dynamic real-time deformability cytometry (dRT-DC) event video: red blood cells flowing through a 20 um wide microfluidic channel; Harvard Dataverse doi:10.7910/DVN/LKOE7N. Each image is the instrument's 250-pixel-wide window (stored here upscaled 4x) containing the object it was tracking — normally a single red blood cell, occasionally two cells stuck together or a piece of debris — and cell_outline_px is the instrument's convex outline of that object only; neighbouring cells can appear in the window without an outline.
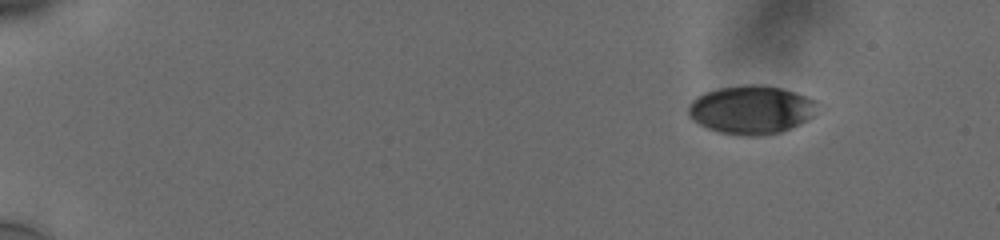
{"species": "human", "species_latin": "Homo sapiens", "temperature_condition": "cold", "stored_images_in_passage": 51, "camera_frame_rate_fps": 3000, "um_per_image_px": 0.085, "donor": {"sex": "male"}, "frame": {"image": 1, "passage_image": 1, "time_ms": 0.0, "image_size_px": [1000, 240], "cell_outline_px": [[828, 108], [816, 116], [792, 128], [780, 132], [760, 136], [744, 136], [720, 132], [708, 128], [692, 120], [688, 116], [688, 104], [696, 96], [704, 92], [716, 88], [744, 84], [764, 84], [780, 88], [816, 100]], "centroid_in_image_um": [63.95, 9.32], "position_along_channel_um": 21.1, "area_um2": 37.51}}
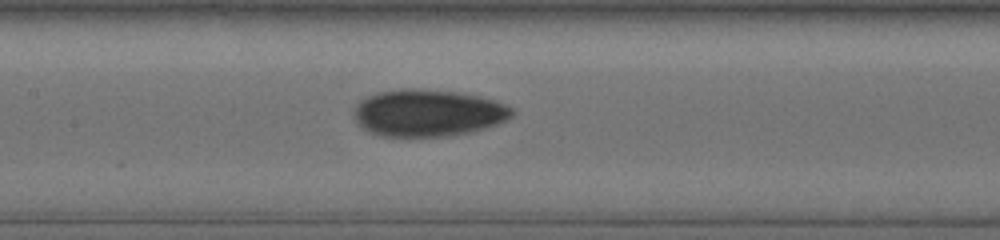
{"frame": {"image": 2, "passage_image": 24, "time_ms": 7.667, "image_size_px": [1000, 240], "cell_outline_px": [[516, 112], [508, 120], [472, 132], [452, 136], [380, 136], [364, 128], [356, 120], [356, 104], [360, 100], [376, 92], [404, 88], [412, 88], [456, 92], [480, 96], [496, 100], [512, 108]], "centroid_in_image_um": [36.43, 9.59], "position_along_channel_um": 171.0, "area_um2": 43.23}}
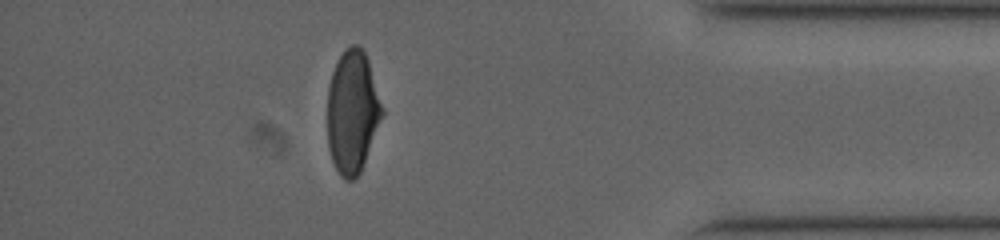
{"frame": {"image": 3, "passage_image": 45, "time_ms": 14.667, "image_size_px": [1000, 240], "cell_outline_px": [[384, 112], [360, 172], [352, 180], [344, 180], [340, 176], [332, 160], [328, 148], [328, 88], [332, 72], [340, 56], [352, 44], [356, 44], [364, 52], [368, 60], [384, 108]], "centroid_in_image_um": [29.96, 9.52], "position_along_channel_um": 405.2, "area_um2": 38.78}, "authors_computed_cell_mechanics": {"area_um2": 39.9398, "velocity_mm_per_s": 3.7628, "shape_relaxation_time_tau1_ms": 6.3801, "shape_relaxation_time_tau2_ms": 2.9508, "deformation_change_tau1": 0.1625, "deformation_change_tau2": 0.075}}